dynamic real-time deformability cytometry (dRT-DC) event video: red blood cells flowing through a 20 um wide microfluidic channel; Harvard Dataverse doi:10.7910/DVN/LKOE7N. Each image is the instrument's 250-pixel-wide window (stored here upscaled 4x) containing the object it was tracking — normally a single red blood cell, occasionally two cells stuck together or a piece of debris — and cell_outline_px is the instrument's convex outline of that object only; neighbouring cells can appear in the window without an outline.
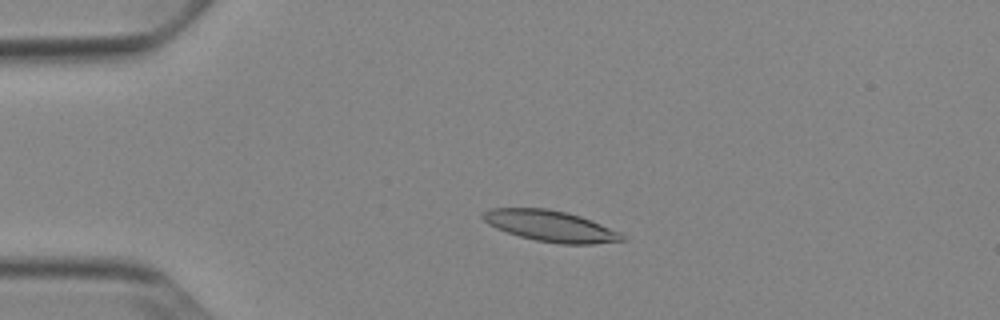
{"species": "Egyptian fruit bat (a non-hibernating species)", "species_latin": "Rousettus aegyptiacus", "temperature_condition": "cold", "stored_images_in_passage": 53, "camera_frame_rate_fps": 3000, "um_per_image_px": 0.085, "animal": {"sex": "female"}, "frame": {"image": 1, "passage_image": 13, "time_ms": 4.0, "image_size_px": [1000, 320], "cell_outline_px": [[628, 240], [592, 244], [560, 244], [536, 240], [520, 236], [496, 228], [488, 224], [480, 216], [488, 208], [548, 208], [568, 212], [580, 216], [620, 232]], "centroid_in_image_um": [46.79, 19.21], "position_along_channel_um": 38.2, "area_um2": 25.14}}
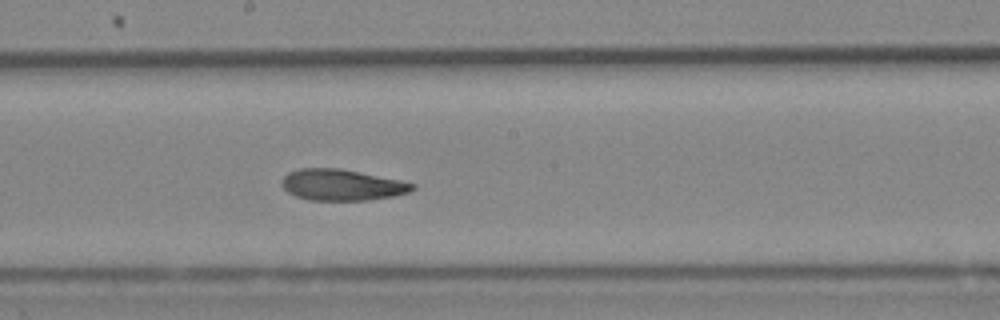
{"frame": {"image": 2, "passage_image": 30, "time_ms": 9.667, "image_size_px": [1000, 320], "cell_outline_px": [[416, 188], [408, 192], [392, 196], [368, 200], [308, 200], [296, 196], [288, 192], [284, 188], [284, 176], [288, 172], [300, 168], [340, 168], [400, 180], [416, 184]], "centroid_in_image_um": [29.07, 15.71], "position_along_channel_um": 219.1, "area_um2": 23.52}}
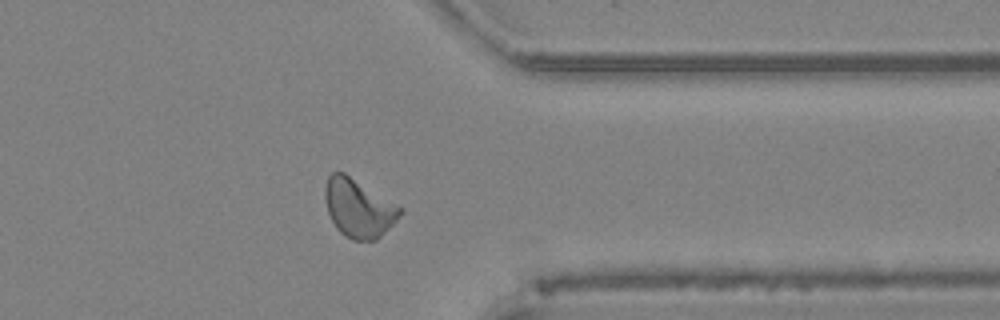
{"frame": {"image": 3, "passage_image": 43, "time_ms": 14.0, "image_size_px": [1000, 320], "cell_outline_px": [[404, 212], [376, 240], [352, 240], [344, 236], [336, 228], [328, 212], [324, 196], [324, 188], [328, 176], [332, 172], [344, 172], [404, 208]], "centroid_in_image_um": [30.48, 17.68], "position_along_channel_um": 380.9, "area_um2": 25.55}, "authors_computed_cell_mechanics": {"area_um2": 24.3338, "velocity_mm_per_s": 3.8566, "shape_relaxation_time_tau1_ms": 5.2698, "shape_relaxation_time_tau2_ms": 3.8423, "deformation_change_tau1": 0.1484, "deformation_change_tau2": 0.0988}}